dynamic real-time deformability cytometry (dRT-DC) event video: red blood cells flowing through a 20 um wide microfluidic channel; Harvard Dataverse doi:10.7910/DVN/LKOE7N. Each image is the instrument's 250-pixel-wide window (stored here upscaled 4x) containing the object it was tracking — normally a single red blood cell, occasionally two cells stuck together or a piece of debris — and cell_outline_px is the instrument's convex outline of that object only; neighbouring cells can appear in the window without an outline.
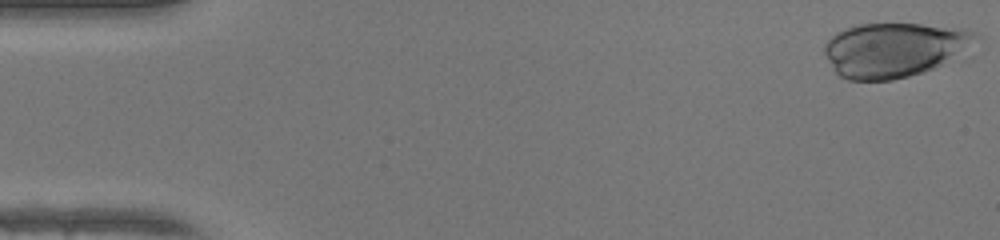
{"species": "human", "species_latin": "Homo sapiens", "temperature_condition": "warm", "stored_images_in_passage": 40, "camera_frame_rate_fps": 3000, "um_per_image_px": 0.085, "donor": {"sex": "female"}, "frame": {"image": 1, "passage_image": 1, "time_ms": 0.0, "image_size_px": [1000, 240], "cell_outline_px": [[984, 40], [940, 64], [932, 68], [908, 76], [892, 80], [848, 80], [840, 76], [836, 72], [824, 52], [824, 44], [836, 32], [844, 28], [856, 24], [920, 24], [964, 28], [980, 32]], "centroid_in_image_um": [76.06, 4.19], "position_along_channel_um": 8.9, "area_um2": 48.15}}
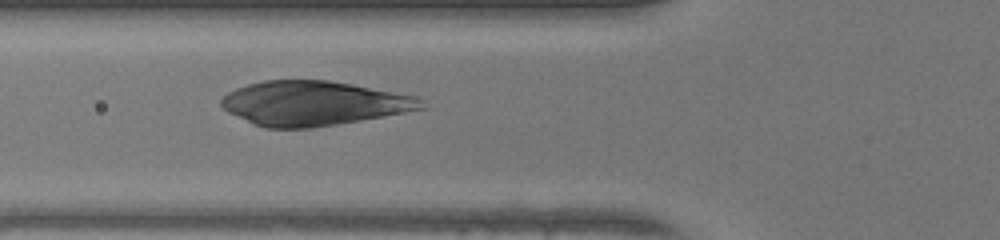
{"frame": {"image": 2, "passage_image": 18, "time_ms": 5.667, "image_size_px": [1000, 240], "cell_outline_px": [[428, 108], [360, 120], [312, 128], [264, 128], [228, 112], [220, 104], [220, 100], [228, 92], [236, 88], [248, 84], [264, 80], [328, 80], [352, 84], [416, 96], [424, 100]], "centroid_in_image_um": [26.67, 8.77], "position_along_channel_um": 99.1, "area_um2": 51.67}}
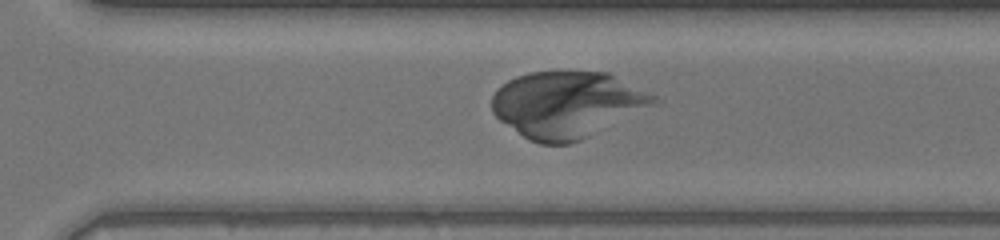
{"frame": {"image": 3, "passage_image": 34, "time_ms": 11.0, "image_size_px": [1000, 240], "cell_outline_px": [[664, 100], [580, 140], [568, 144], [540, 144], [528, 140], [500, 120], [492, 112], [492, 96], [496, 88], [508, 80], [516, 76], [528, 72], [608, 72]], "centroid_in_image_um": [48.18, 8.88], "position_along_channel_um": 322.4, "area_um2": 62.31}}